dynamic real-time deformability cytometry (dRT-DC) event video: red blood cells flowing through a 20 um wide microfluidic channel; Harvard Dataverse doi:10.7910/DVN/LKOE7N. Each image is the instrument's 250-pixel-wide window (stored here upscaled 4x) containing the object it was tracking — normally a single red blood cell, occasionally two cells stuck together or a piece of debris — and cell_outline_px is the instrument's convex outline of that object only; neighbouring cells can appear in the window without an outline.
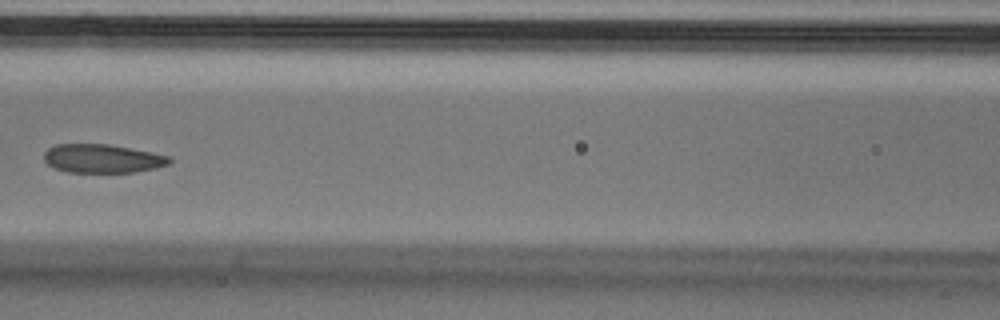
{"species": "Egyptian fruit bat (a non-hibernating species)", "species_latin": "Rousettus aegyptiacus", "temperature_condition": "cold", "stored_images_in_passage": 3, "camera_frame_rate_fps": 3000, "um_per_image_px": 0.085, "animal": {"sex": "male"}, "frame": {"image": 1, "passage_image": 3, "time_ms": 0.667, "image_size_px": [1000, 320], "cell_outline_px": [[172, 160], [168, 164], [156, 168], [132, 172], [68, 172], [56, 168], [48, 164], [44, 160], [44, 152], [48, 148], [56, 144], [108, 144], [152, 152], [172, 156]], "centroid_in_image_um": [8.72, 13.47], "position_along_channel_um": 157.9, "area_um2": 20.92}}